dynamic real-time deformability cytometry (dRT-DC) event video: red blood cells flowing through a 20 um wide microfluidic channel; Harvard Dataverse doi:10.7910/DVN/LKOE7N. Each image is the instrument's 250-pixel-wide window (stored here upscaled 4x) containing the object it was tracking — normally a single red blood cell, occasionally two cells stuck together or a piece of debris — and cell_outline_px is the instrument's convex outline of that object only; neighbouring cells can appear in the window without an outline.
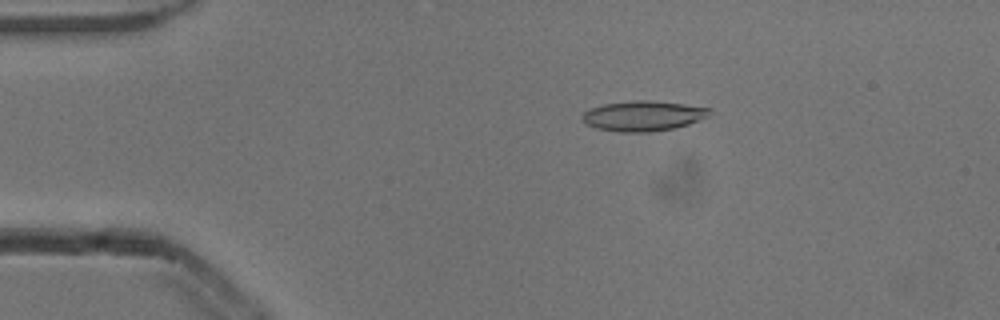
{"species": "common noctule bat (a hibernating species)", "species_latin": "Nyctalus noctula", "temperature_condition": "cold", "stored_images_in_passage": 19, "camera_frame_rate_fps": 3000, "um_per_image_px": 0.085, "animal": {"sex": "male", "body_mass_g": 13.3}, "frame": {"image": 1, "passage_image": 10, "time_ms": 3.0, "image_size_px": [1000, 320], "cell_outline_px": [[712, 112], [708, 116], [688, 124], [676, 128], [648, 132], [620, 132], [596, 128], [584, 124], [580, 116], [584, 112], [592, 108], [604, 104], [636, 100], [648, 100], [684, 104], [712, 108]], "centroid_in_image_um": [54.66, 9.85], "position_along_channel_um": 30.3, "area_um2": 22.43}}
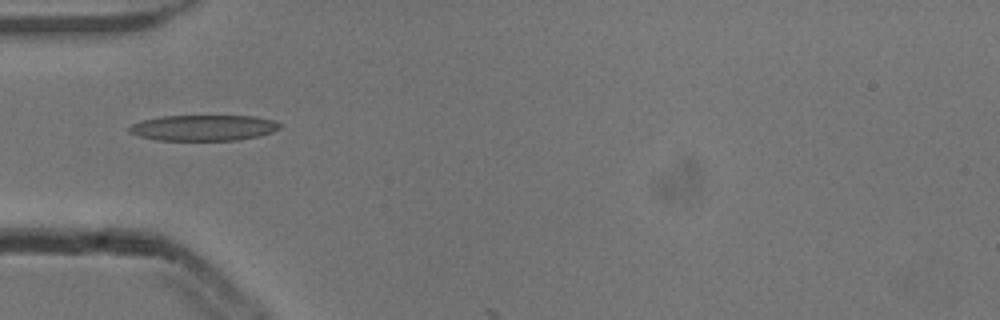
{"frame": {"image": 2, "passage_image": 17, "time_ms": 5.333, "image_size_px": [1000, 320], "cell_outline_px": [[280, 128], [272, 132], [260, 136], [236, 140], [156, 140], [140, 136], [128, 132], [128, 128], [132, 124], [140, 120], [164, 116], [252, 116], [272, 120], [280, 124]], "centroid_in_image_um": [17.27, 10.86], "position_along_channel_um": 67.7, "area_um2": 22.54}}